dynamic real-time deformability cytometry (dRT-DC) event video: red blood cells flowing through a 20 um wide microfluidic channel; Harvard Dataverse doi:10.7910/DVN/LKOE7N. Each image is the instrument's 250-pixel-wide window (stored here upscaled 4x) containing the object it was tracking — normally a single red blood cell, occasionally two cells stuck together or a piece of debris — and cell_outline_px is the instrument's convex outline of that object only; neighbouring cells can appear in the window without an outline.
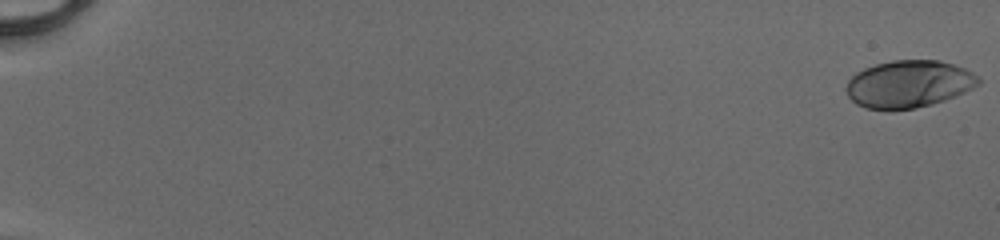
{"species": "human", "species_latin": "Homo sapiens", "temperature_condition": "cold", "stored_images_in_passage": 52, "camera_frame_rate_fps": 3000, "um_per_image_px": 0.085, "donor": {"sex": "male"}, "frame": {"image": 1, "passage_image": 1, "time_ms": 0.0, "image_size_px": [1000, 240], "cell_outline_px": [[980, 84], [964, 92], [944, 100], [932, 104], [916, 108], [888, 112], [864, 108], [856, 104], [848, 96], [844, 88], [848, 80], [856, 72], [864, 68], [876, 64], [892, 60], [940, 60], [964, 68], [980, 76]], "centroid_in_image_um": [77.2, 7.16], "position_along_channel_um": 7.8, "area_um2": 37.05}}
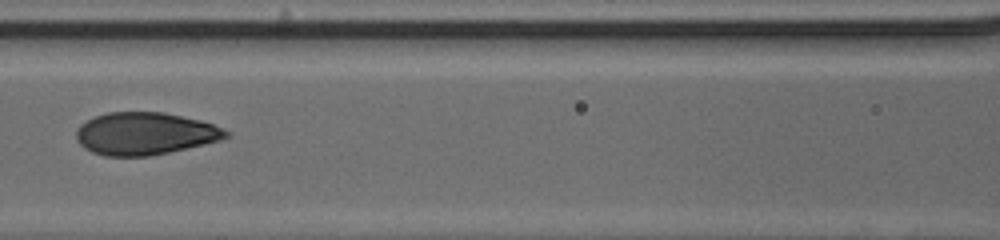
{"frame": {"image": 2, "passage_image": 27, "time_ms": 8.667, "image_size_px": [1000, 240], "cell_outline_px": [[232, 136], [224, 140], [168, 152], [148, 156], [104, 156], [92, 152], [84, 148], [76, 140], [76, 128], [80, 124], [96, 116], [108, 112], [164, 112], [200, 120], [224, 128], [232, 132]], "centroid_in_image_um": [12.36, 11.36], "position_along_channel_um": 154.2, "area_um2": 37.34}}
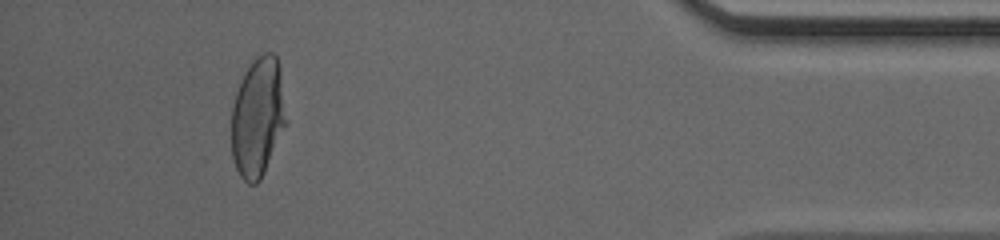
{"frame": {"image": 3, "passage_image": 49, "time_ms": 16.0, "image_size_px": [1000, 240], "cell_outline_px": [[288, 120], [264, 172], [260, 180], [256, 184], [248, 184], [240, 176], [236, 168], [232, 156], [232, 104], [236, 92], [252, 60], [256, 56], [264, 52], [272, 52], [276, 56], [280, 64]], "centroid_in_image_um": [21.94, 9.94], "position_along_channel_um": 413.3, "area_um2": 38.32}, "authors_computed_cell_mechanics": {"area_um2": 37.281, "velocity_mm_per_s": 4.1431, "shape_relaxation_time_tau1_ms": 3.6857, "shape_relaxation_time_tau2_ms": null, "deformation_change_tau1": 0.1941, "deformation_change_tau2": null}}